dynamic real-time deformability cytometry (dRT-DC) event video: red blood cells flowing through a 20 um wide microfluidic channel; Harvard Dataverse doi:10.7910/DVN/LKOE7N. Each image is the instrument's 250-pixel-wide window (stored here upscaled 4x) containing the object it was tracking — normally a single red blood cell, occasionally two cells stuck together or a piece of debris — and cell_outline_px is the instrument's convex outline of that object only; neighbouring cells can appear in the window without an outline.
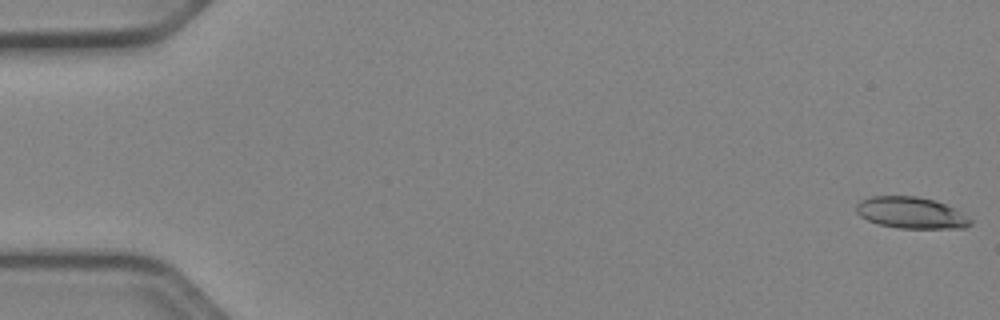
{"species": "Egyptian fruit bat (a non-hibernating species)", "species_latin": "Rousettus aegyptiacus", "temperature_condition": "cold", "stored_images_in_passage": 53, "segment_of_instrument_passage": [1, 2], "camera_frame_rate_fps": 3000, "um_per_image_px": 0.085, "animal": {"sex": "female"}, "frame": {"image": 1, "passage_image": 1, "time_ms": 0.0, "image_size_px": [1000, 320], "cell_outline_px": [[972, 224], [964, 228], [900, 228], [880, 224], [868, 220], [860, 216], [856, 212], [856, 204], [860, 200], [872, 196], [916, 196], [936, 200], [960, 212], [972, 220]], "centroid_in_image_um": [77.42, 18.08], "position_along_channel_um": 7.6, "area_um2": 20.81}}
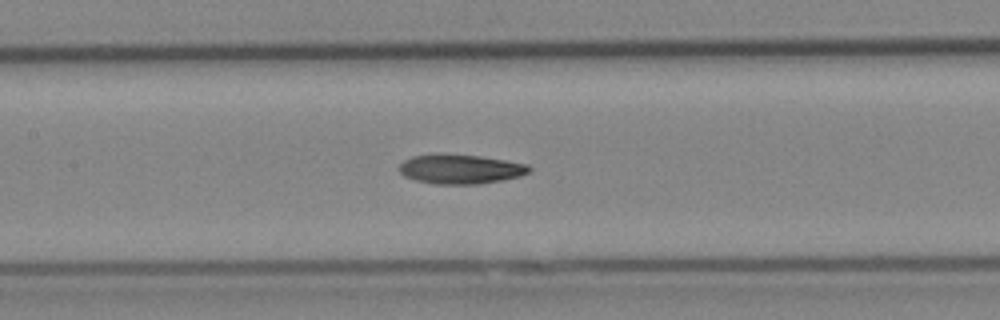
{"frame": {"image": 2, "passage_image": 25, "time_ms": 8.0, "image_size_px": [1000, 320], "cell_outline_px": [[532, 168], [528, 172], [520, 176], [500, 180], [476, 184], [436, 184], [416, 180], [404, 176], [400, 172], [400, 164], [404, 160], [412, 156], [432, 152], [440, 152], [480, 156], [528, 164]], "centroid_in_image_um": [39.09, 14.34], "position_along_channel_um": 168.3, "area_um2": 22.54}}
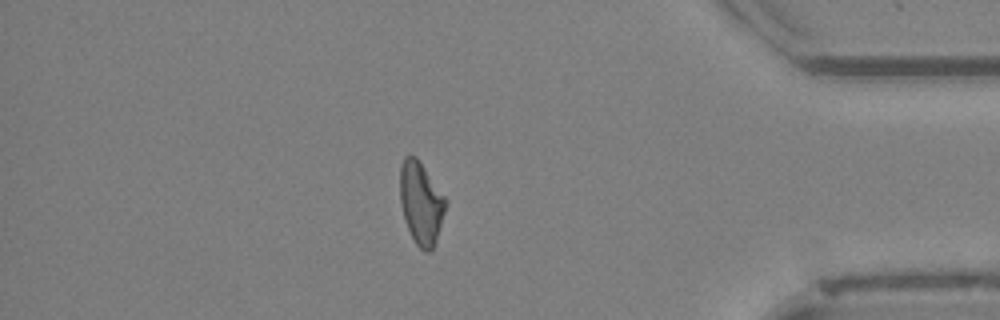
{"frame": {"image": 3, "passage_image": 45, "time_ms": 14.667, "image_size_px": [1000, 320], "cell_outline_px": [[444, 212], [432, 248], [428, 252], [424, 252], [416, 244], [408, 228], [404, 216], [400, 200], [400, 164], [404, 156], [416, 156], [444, 196]], "centroid_in_image_um": [35.74, 17.21], "position_along_channel_um": 399.5, "area_um2": 21.1}}